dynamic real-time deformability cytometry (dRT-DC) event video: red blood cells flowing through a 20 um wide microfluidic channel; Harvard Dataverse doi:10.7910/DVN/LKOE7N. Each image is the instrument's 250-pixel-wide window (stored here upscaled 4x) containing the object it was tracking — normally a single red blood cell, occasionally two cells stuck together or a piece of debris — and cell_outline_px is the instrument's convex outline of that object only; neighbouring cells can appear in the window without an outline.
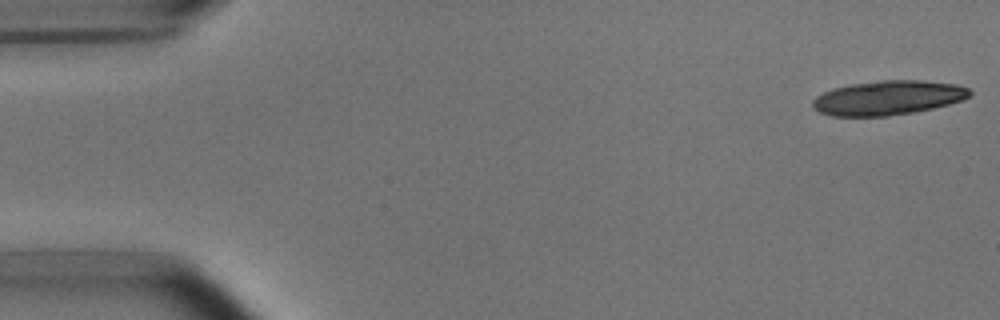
{"species": "common noctule bat (a hibernating species)", "species_latin": "Nyctalus noctula", "temperature_condition": "room temperature", "stored_images_in_passage": 16, "camera_frame_rate_fps": 3000, "um_per_image_px": 0.085, "animal": {"sex": "male", "body_mass_g": 15.6}, "frame": {"image": 1, "passage_image": 1, "time_ms": 0.0, "image_size_px": [1000, 320], "cell_outline_px": [[972, 92], [964, 100], [932, 108], [912, 112], [888, 116], [832, 116], [820, 112], [812, 108], [812, 100], [816, 96], [832, 88], [848, 84], [880, 80], [920, 80], [956, 84], [968, 88]], "centroid_in_image_um": [75.44, 8.3], "position_along_channel_um": 9.6, "area_um2": 31.56}}